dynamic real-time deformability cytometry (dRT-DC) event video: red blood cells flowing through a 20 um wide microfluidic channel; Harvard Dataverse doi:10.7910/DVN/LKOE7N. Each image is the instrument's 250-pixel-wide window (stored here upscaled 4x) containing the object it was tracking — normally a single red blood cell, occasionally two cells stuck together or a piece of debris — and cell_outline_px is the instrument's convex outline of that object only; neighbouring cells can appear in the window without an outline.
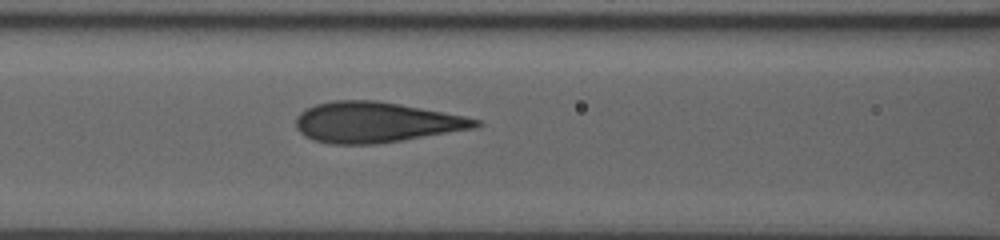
{"species": "human", "species_latin": "Homo sapiens", "temperature_condition": "room temperature", "stored_images_in_passage": 4, "segment_of_instrument_passage": [1, 2], "camera_frame_rate_fps": 3000, "um_per_image_px": 0.085, "donor": {"sex": "male"}, "frame": {"image": 1, "passage_image": 3, "time_ms": 1.667, "image_size_px": [1000, 240], "cell_outline_px": [[484, 124], [476, 128], [404, 140], [376, 144], [332, 144], [312, 140], [304, 136], [296, 128], [296, 116], [300, 112], [316, 104], [332, 100], [376, 100], [400, 104], [464, 116], [480, 120]], "centroid_in_image_um": [31.94, 10.4], "position_along_channel_um": 134.7, "area_um2": 42.54}}